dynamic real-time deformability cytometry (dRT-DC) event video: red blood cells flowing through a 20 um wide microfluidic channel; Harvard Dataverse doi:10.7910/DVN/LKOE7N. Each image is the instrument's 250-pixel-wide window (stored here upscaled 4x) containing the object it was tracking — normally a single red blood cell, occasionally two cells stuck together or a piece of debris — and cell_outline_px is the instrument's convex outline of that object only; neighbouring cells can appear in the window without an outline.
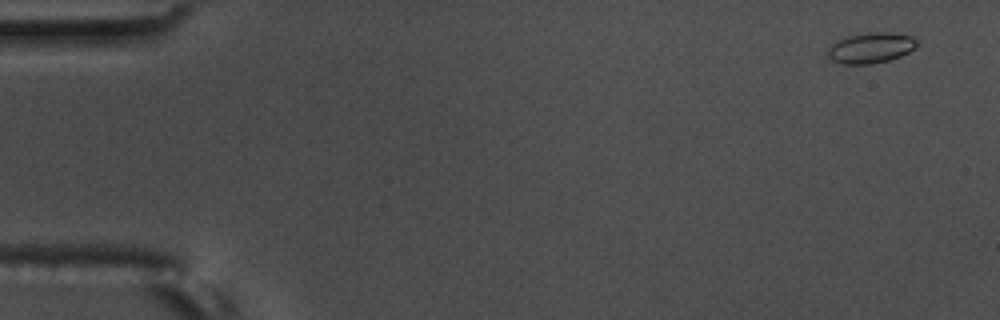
{"species": "common noctule bat (a hibernating species)", "species_latin": "Nyctalus noctula", "temperature_condition": "warm", "stored_images_in_passage": 55, "camera_frame_rate_fps": 3000, "um_per_image_px": 0.085, "animal": {"sex": "male", "body_mass_g": 17.5, "forearm_length_mm": 52.3}, "frame": {"image": 1, "passage_image": 1, "time_ms": 0.0, "image_size_px": [1000, 320], "cell_outline_px": [[920, 40], [916, 48], [900, 56], [888, 60], [872, 64], [844, 64], [832, 60], [828, 56], [828, 48], [836, 40], [848, 36], [868, 32], [888, 32], [912, 36]], "centroid_in_image_um": [74.05, 4.06], "position_along_channel_um": 11.0, "area_um2": 16.01}}
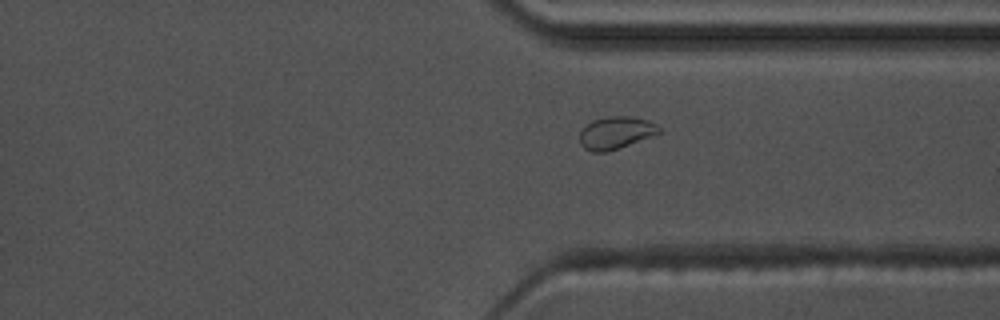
{"frame": {"image": 2, "passage_image": 41, "time_ms": 13.333, "image_size_px": [1000, 320], "cell_outline_px": [[664, 132], [620, 148], [608, 152], [592, 152], [584, 148], [580, 144], [580, 132], [592, 120], [608, 116], [628, 116], [648, 120], [656, 124]], "centroid_in_image_um": [52.38, 11.29], "position_along_channel_um": 359.0, "area_um2": 15.14}}
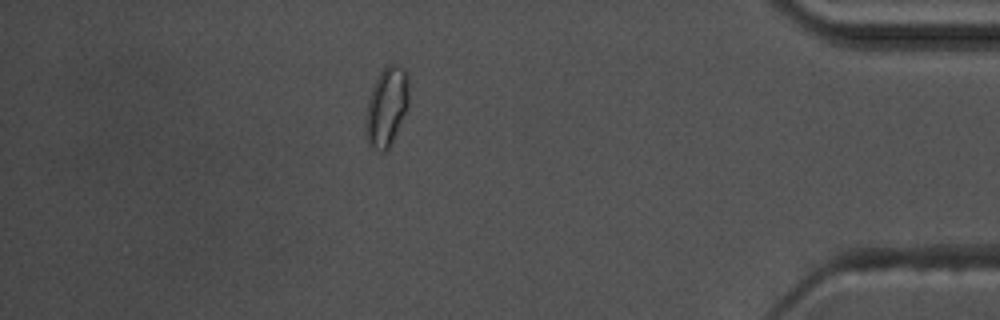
{"frame": {"image": 3, "passage_image": 48, "time_ms": 15.667, "image_size_px": [1000, 320], "cell_outline_px": [[408, 108], [388, 148], [384, 152], [380, 152], [372, 148], [368, 144], [364, 132], [364, 124], [368, 100], [372, 88], [380, 72], [388, 64], [396, 64], [404, 68], [408, 72]], "centroid_in_image_um": [32.85, 9.08], "position_along_channel_um": 402.4, "area_um2": 20.06}, "authors_computed_cell_mechanics": {"area_um2": 14.9124, "velocity_mm_per_s": 3.6246, "shape_relaxation_time_tau1_ms": null, "shape_relaxation_time_tau2_ms": 0.8197, "deformation_change_tau1": null, "deformation_change_tau2": 0.035}}